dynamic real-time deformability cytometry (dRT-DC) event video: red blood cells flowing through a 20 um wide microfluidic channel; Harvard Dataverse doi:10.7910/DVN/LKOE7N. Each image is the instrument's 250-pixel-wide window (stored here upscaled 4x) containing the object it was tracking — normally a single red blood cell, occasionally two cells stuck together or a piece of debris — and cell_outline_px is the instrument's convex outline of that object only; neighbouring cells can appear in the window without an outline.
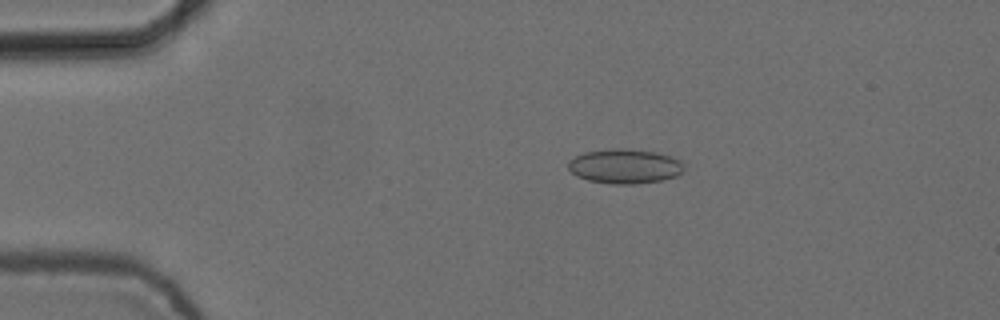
{"species": "common noctule bat (a hibernating species)", "species_latin": "Nyctalus noctula", "temperature_condition": "cold", "stored_images_in_passage": 7, "camera_frame_rate_fps": 3000, "um_per_image_px": 0.085, "animal": {"sex": "female", "body_mass_g": 24.6, "forearm_length_mm": 56.2}, "frame": {"image": 1, "passage_image": 3, "time_ms": 0.667, "image_size_px": [1000, 320], "cell_outline_px": [[684, 168], [676, 176], [664, 180], [632, 184], [612, 184], [588, 180], [576, 176], [568, 168], [568, 160], [584, 152], [612, 148], [628, 148], [656, 152], [680, 160]], "centroid_in_image_um": [53.08, 14.13], "position_along_channel_um": 31.9, "area_um2": 23.35}}
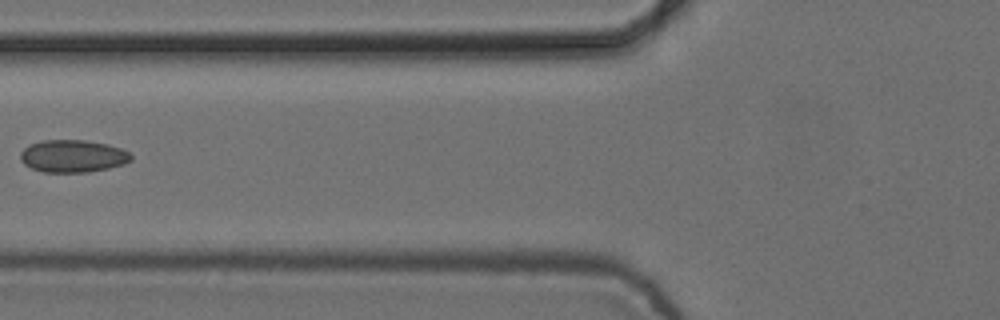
{"frame": {"image": 2, "passage_image": 6, "time_ms": 1.667, "image_size_px": [1000, 320], "cell_outline_px": [[132, 160], [124, 164], [108, 168], [88, 172], [44, 172], [32, 168], [24, 164], [20, 160], [20, 152], [24, 148], [32, 144], [44, 140], [84, 140], [108, 144], [120, 148], [128, 152], [132, 156]], "centroid_in_image_um": [6.19, 13.27], "position_along_channel_um": 119.6, "area_um2": 20.87}}
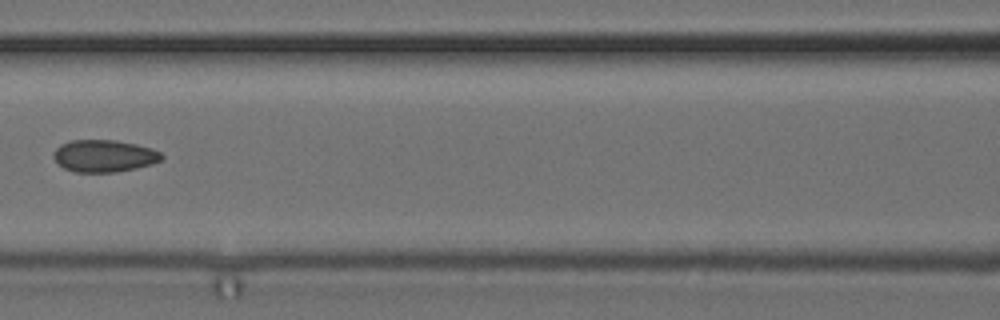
{"frame": {"image": 3, "passage_image": 7, "time_ms": 2.0, "image_size_px": [1000, 320], "cell_outline_px": [[164, 156], [160, 160], [152, 164], [136, 168], [116, 172], [72, 172], [64, 168], [52, 156], [52, 152], [60, 144], [68, 140], [116, 140], [136, 144], [152, 148], [160, 152]], "centroid_in_image_um": [8.83, 13.24], "position_along_channel_um": 157.8, "area_um2": 20.4}}